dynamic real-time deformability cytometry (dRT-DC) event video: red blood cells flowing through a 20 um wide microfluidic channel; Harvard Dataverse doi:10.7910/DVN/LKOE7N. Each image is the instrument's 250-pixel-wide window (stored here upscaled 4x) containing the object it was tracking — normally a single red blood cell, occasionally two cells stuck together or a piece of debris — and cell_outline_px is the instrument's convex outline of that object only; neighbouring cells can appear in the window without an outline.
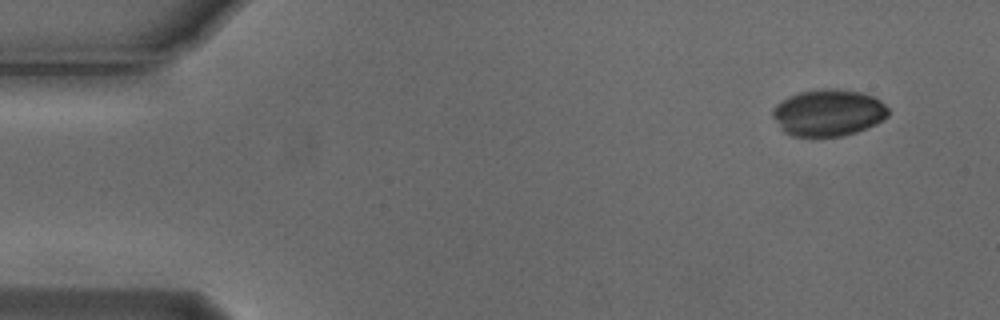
{"species": "Egyptian fruit bat (a non-hibernating species)", "species_latin": "Rousettus aegyptiacus", "temperature_condition": "cold", "stored_images_in_passage": 5, "camera_frame_rate_fps": 3000, "um_per_image_px": 0.085, "animal": {"sex": "male"}, "frame": {"image": 1, "passage_image": 1, "time_ms": 0.0, "image_size_px": [1000, 320], "cell_outline_px": [[888, 116], [884, 120], [868, 128], [844, 136], [792, 136], [784, 132], [780, 128], [772, 116], [772, 108], [776, 104], [788, 96], [800, 92], [824, 88], [836, 88], [860, 92], [872, 96], [880, 100], [888, 108]], "centroid_in_image_um": [70.4, 9.58], "position_along_channel_um": 14.6, "area_um2": 31.73}}
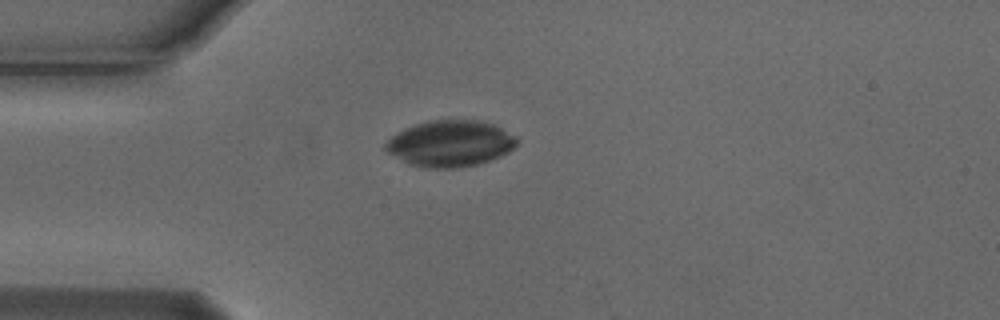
{"frame": {"image": 2, "passage_image": 4, "time_ms": 1.0, "image_size_px": [1000, 320], "cell_outline_px": [[516, 144], [508, 152], [500, 156], [476, 164], [456, 168], [428, 168], [408, 164], [388, 152], [384, 148], [384, 144], [396, 132], [404, 128], [428, 120], [480, 120], [492, 124], [500, 128], [512, 136], [516, 140]], "centroid_in_image_um": [38.2, 12.2], "position_along_channel_um": 46.8, "area_um2": 34.97}}